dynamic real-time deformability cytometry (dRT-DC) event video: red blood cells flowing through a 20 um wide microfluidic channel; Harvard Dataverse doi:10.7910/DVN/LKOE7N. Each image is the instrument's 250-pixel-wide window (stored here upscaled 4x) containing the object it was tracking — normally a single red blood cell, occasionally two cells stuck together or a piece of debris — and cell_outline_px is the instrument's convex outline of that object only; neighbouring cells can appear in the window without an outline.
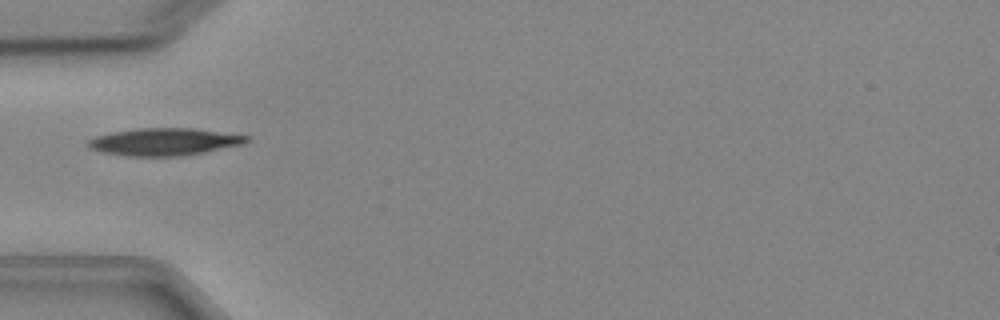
{"species": "Egyptian fruit bat (a non-hibernating species)", "species_latin": "Rousettus aegyptiacus", "temperature_condition": "cold", "stored_images_in_passage": 2, "camera_frame_rate_fps": 3000, "um_per_image_px": 0.085, "animal": {"sex": "female"}, "frame": {"image": 1, "passage_image": 1, "time_ms": 0.0, "image_size_px": [1000, 320], "cell_outline_px": [[252, 140], [244, 144], [184, 156], [128, 156], [100, 152], [88, 148], [84, 144], [88, 140], [96, 136], [112, 132], [140, 128], [196, 128], [248, 136]], "centroid_in_image_um": [13.94, 12.05], "position_along_channel_um": 71.1, "area_um2": 25.49}}